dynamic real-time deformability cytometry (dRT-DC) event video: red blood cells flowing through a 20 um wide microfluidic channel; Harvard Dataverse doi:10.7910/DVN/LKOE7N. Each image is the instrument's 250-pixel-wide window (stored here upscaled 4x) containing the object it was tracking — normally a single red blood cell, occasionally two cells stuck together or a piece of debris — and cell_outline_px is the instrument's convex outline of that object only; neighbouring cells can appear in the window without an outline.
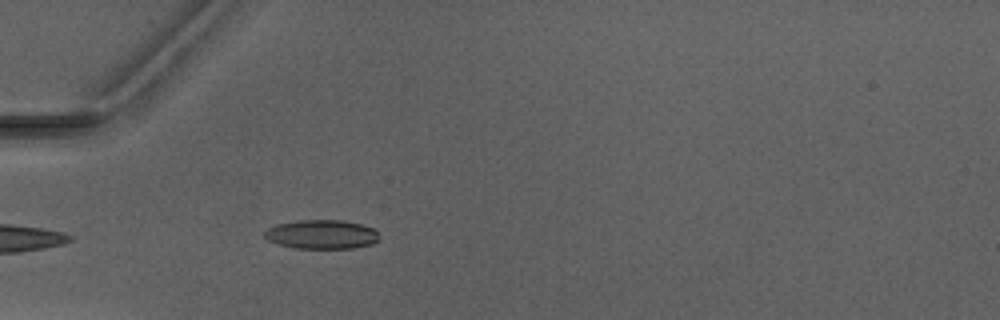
{"species": "Egyptian fruit bat (a non-hibernating species)", "species_latin": "Rousettus aegyptiacus", "temperature_condition": "warm", "stored_images_in_passage": 2, "camera_frame_rate_fps": 3000, "um_per_image_px": 0.085, "animal": {"sex": "male"}, "frame": {"image": 1, "passage_image": 2, "time_ms": 1.0, "image_size_px": [1000, 320], "cell_outline_px": [[380, 240], [372, 244], [352, 248], [296, 248], [276, 244], [268, 240], [264, 236], [264, 232], [268, 228], [276, 224], [300, 220], [344, 220], [360, 224], [372, 228], [380, 232]], "centroid_in_image_um": [27.36, 19.92], "position_along_channel_um": 57.6, "area_um2": 19.59}}